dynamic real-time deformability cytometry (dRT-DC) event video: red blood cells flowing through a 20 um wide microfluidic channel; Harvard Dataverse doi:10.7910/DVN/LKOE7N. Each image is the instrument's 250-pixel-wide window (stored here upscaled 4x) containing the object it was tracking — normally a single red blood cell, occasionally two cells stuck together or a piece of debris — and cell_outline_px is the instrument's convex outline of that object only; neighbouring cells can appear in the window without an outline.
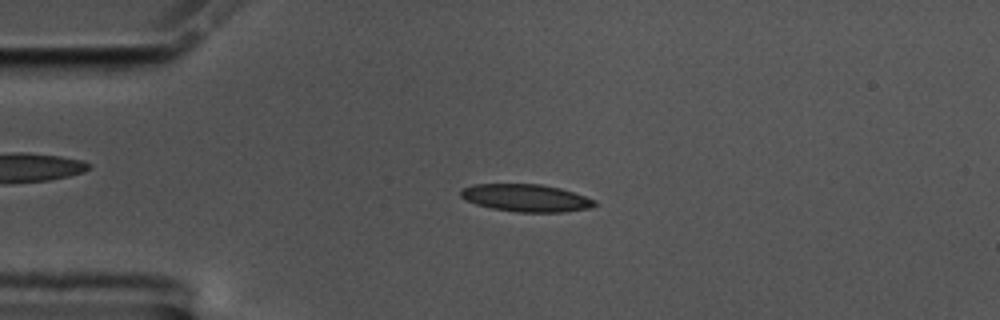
{"species": "common noctule bat (a hibernating species)", "species_latin": "Nyctalus noctula", "temperature_condition": "cold", "stored_images_in_passage": 55, "camera_frame_rate_fps": 3000, "um_per_image_px": 0.085, "animal": {"sex": "male", "body_mass_g": 17.5, "forearm_length_mm": 52.3}, "frame": {"image": 1, "passage_image": 12, "time_ms": 3.667, "image_size_px": [1000, 320], "cell_outline_px": [[596, 204], [592, 208], [564, 212], [516, 212], [492, 208], [476, 204], [460, 196], [460, 192], [464, 188], [472, 184], [540, 184], [560, 188], [596, 200]], "centroid_in_image_um": [44.73, 16.83], "position_along_channel_um": 40.3, "area_um2": 21.33}}
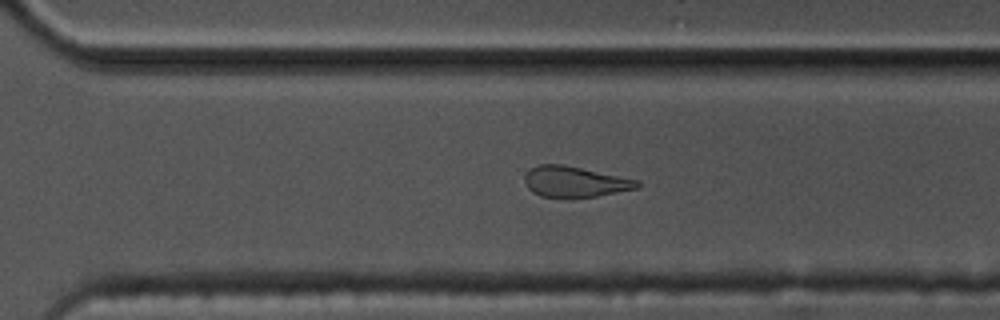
{"frame": {"image": 2, "passage_image": 38, "time_ms": 12.333, "image_size_px": [1000, 320], "cell_outline_px": [[640, 184], [636, 188], [596, 196], [540, 196], [532, 192], [528, 188], [524, 180], [524, 176], [536, 164], [564, 164], [640, 180]], "centroid_in_image_um": [48.85, 15.42], "position_along_channel_um": 321.8, "area_um2": 19.83}}
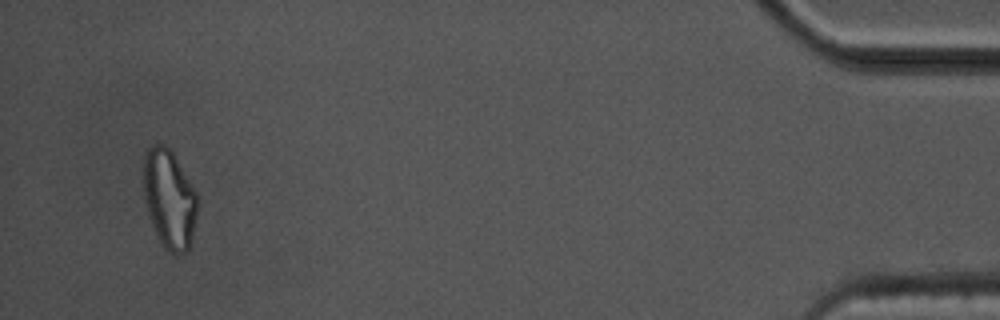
{"frame": {"image": 3, "passage_image": 53, "time_ms": 17.333, "image_size_px": [1000, 320], "cell_outline_px": [[196, 212], [192, 244], [188, 252], [172, 252], [164, 248], [148, 216], [144, 200], [140, 180], [144, 152], [152, 144], [164, 144], [172, 152], [196, 192]], "centroid_in_image_um": [14.32, 16.87], "position_along_channel_um": 420.9, "area_um2": 31.44}, "authors_computed_cell_mechanics": {"area_um2": 21.2704, "velocity_mm_per_s": 3.5429, "shape_relaxation_time_tau1_ms": 3.9526, "shape_relaxation_time_tau2_ms": 4.0096, "deformation_change_tau1": 0.1261, "deformation_change_tau2": 0.1416}}